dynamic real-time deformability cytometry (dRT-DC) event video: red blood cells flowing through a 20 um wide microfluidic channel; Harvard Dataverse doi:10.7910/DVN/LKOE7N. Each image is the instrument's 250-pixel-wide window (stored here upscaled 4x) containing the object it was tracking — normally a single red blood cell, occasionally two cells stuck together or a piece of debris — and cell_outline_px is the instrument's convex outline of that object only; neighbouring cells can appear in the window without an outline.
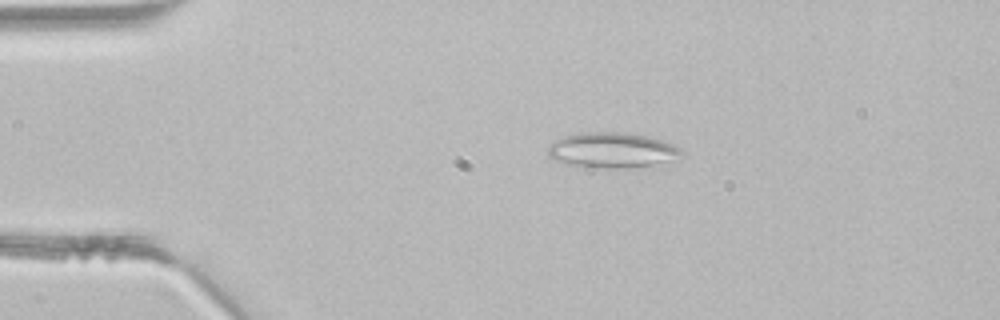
{"species": "common noctule bat (a hibernating species)", "species_latin": "Nyctalus noctula", "temperature_condition": "room temperature", "stored_images_in_passage": 3, "camera_frame_rate_fps": 3000, "um_per_image_px": 0.085, "animal": {"sex": "male", "body_mass_g": 21.5, "forearm_length_mm": 52.0}, "frame": {"image": 1, "passage_image": 2, "time_ms": 0.333, "image_size_px": [1000, 320], "cell_outline_px": [[684, 152], [672, 160], [652, 164], [628, 168], [584, 168], [564, 164], [552, 160], [548, 156], [548, 148], [556, 140], [564, 136], [580, 132], [620, 132], [644, 136], [660, 140], [672, 144], [680, 148]], "centroid_in_image_um": [51.94, 12.78], "position_along_channel_um": 33.1, "area_um2": 27.51}}